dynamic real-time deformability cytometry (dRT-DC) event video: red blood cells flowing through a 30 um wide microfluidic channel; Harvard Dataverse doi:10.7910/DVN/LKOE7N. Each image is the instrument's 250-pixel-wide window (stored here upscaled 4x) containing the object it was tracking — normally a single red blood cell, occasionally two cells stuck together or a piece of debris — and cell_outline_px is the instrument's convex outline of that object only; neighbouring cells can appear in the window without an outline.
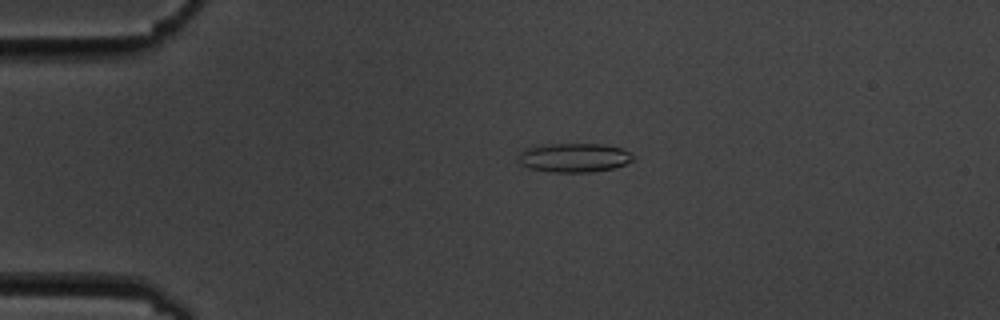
{"species": "common noctule bat (a hibernating species)", "species_latin": "Nyctalus noctula", "temperature_condition": "cold", "stored_images_in_passage": 4, "camera_frame_rate_fps": 3000, "um_per_image_px": 0.085, "animal": {"sex": "male", "body_mass_g": 19.5, "forearm_length_mm": 54.6}, "frame": {"image": 1, "passage_image": 2, "time_ms": 1.0, "image_size_px": [1000, 320], "cell_outline_px": [[636, 156], [632, 160], [616, 168], [592, 172], [552, 172], [528, 168], [520, 164], [520, 152], [532, 144], [604, 144], [620, 148]], "centroid_in_image_um": [48.78, 13.39], "position_along_channel_um": 36.2, "area_um2": 19.59}}